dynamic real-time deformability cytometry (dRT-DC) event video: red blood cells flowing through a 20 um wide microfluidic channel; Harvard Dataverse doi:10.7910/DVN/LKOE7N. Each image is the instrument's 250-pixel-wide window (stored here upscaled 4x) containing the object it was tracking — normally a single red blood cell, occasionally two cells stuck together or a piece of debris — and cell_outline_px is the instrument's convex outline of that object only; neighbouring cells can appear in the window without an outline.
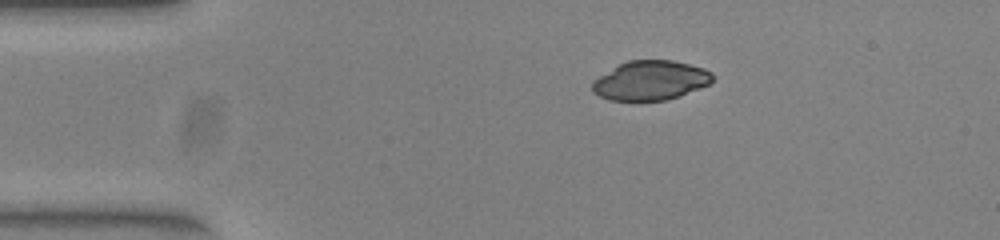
{"species": "common noctule bat (a hibernating species)", "species_latin": "Nyctalus noctula", "temperature_condition": "warm", "stored_images_in_passage": 43, "camera_frame_rate_fps": 3000, "um_per_image_px": 0.085, "animal": {"sex": "female", "body_mass_g": 23.0, "forearm_length_mm": 53.4}, "frame": {"image": 1, "passage_image": 1, "time_ms": 0.0, "image_size_px": [1000, 240], "cell_outline_px": [[712, 80], [708, 84], [680, 96], [668, 100], [608, 100], [592, 92], [592, 84], [600, 76], [620, 64], [628, 60], [672, 60], [704, 68], [712, 72]], "centroid_in_image_um": [55.3, 6.84], "position_along_channel_um": 29.7, "area_um2": 27.28}}
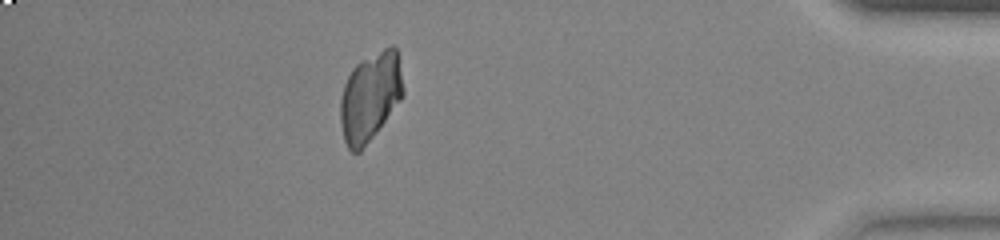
{"frame": {"image": 2, "passage_image": 37, "time_ms": 12.0, "image_size_px": [1000, 240], "cell_outline_px": [[404, 92], [400, 100], [360, 152], [352, 152], [348, 148], [344, 140], [340, 124], [340, 100], [344, 84], [352, 68], [356, 64], [384, 48], [392, 44], [396, 48], [404, 88]], "centroid_in_image_um": [31.44, 8.22], "position_along_channel_um": 403.8, "area_um2": 32.08}}